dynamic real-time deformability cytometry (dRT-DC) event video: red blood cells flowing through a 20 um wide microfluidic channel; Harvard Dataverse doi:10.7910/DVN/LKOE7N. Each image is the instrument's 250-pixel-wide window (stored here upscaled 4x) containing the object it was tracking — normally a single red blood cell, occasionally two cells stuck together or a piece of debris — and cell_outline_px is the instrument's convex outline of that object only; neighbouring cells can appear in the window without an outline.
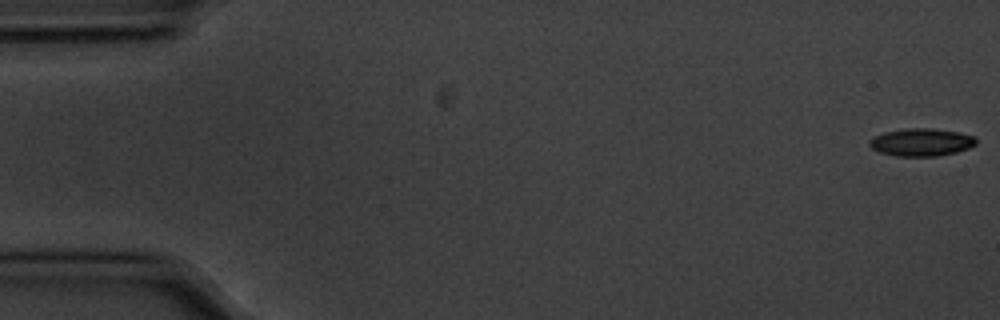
{"species": "common noctule bat (a hibernating species)", "species_latin": "Nyctalus noctula", "temperature_condition": "cold", "stored_images_in_passage": 56, "camera_frame_rate_fps": 3000, "um_per_image_px": 0.085, "animal": {"sex": "male", "body_mass_g": 20.1, "forearm_length_mm": 53.5}, "frame": {"image": 1, "passage_image": 1, "time_ms": 0.0, "image_size_px": [1000, 320], "cell_outline_px": [[976, 144], [968, 148], [956, 152], [936, 156], [896, 156], [880, 152], [872, 148], [868, 144], [868, 140], [872, 136], [884, 132], [904, 128], [932, 128], [960, 132], [972, 136], [976, 140]], "centroid_in_image_um": [78.27, 12.08], "position_along_channel_um": 6.7, "area_um2": 17.28}}
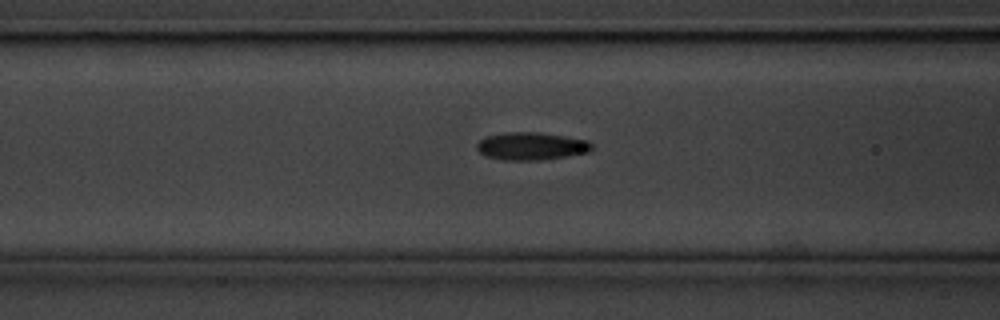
{"frame": {"image": 2, "passage_image": 22, "time_ms": 7.0, "image_size_px": [1000, 320], "cell_outline_px": [[596, 148], [588, 152], [568, 156], [540, 160], [504, 160], [484, 156], [476, 148], [476, 144], [484, 136], [504, 132], [536, 132], [564, 136], [588, 140], [596, 144]], "centroid_in_image_um": [45.18, 12.42], "position_along_channel_um": 121.4, "area_um2": 18.9}}
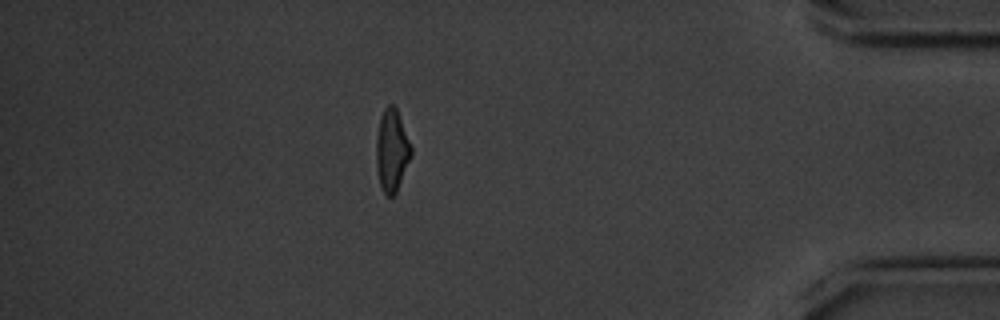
{"frame": {"image": 3, "passage_image": 49, "time_ms": 16.0, "image_size_px": [1000, 320], "cell_outline_px": [[412, 156], [396, 192], [392, 196], [388, 196], [380, 188], [376, 168], [376, 136], [380, 120], [384, 108], [388, 104], [392, 104], [396, 108], [412, 148]], "centroid_in_image_um": [33.29, 12.81], "position_along_channel_um": 401.9, "area_um2": 16.7}, "authors_computed_cell_mechanics": {"area_um2": 17.2822, "velocity_mm_per_s": 3.5919, "shape_relaxation_time_tau1_ms": 3.1596, "shape_relaxation_time_tau2_ms": 2.146, "deformation_change_tau1": 0.1397, "deformation_change_tau2": 0.0813}}